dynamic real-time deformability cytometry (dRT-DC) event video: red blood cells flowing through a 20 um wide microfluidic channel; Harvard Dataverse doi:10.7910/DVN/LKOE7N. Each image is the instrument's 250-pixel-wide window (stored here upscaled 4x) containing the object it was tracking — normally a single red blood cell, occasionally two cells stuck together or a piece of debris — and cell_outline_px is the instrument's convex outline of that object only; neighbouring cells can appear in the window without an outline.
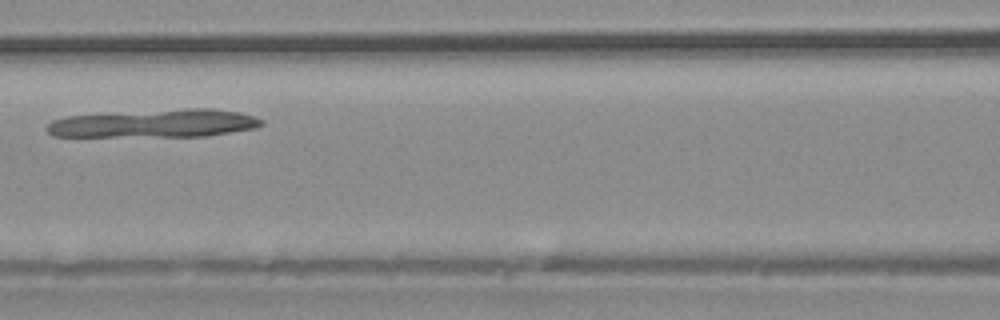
{"species": "common noctule bat (a hibernating species)", "species_latin": "Nyctalus noctula", "temperature_condition": "warm", "stored_images_in_passage": 14, "camera_frame_rate_fps": 3000, "um_per_image_px": 0.085, "animal": {"sex": "male", "body_mass_g": 20.4}, "frame": {"image": 1, "passage_image": 10, "time_ms": 3.0, "image_size_px": [1000, 320], "cell_outline_px": [[264, 124], [256, 128], [208, 136], [52, 136], [44, 128], [52, 120], [68, 116], [188, 108], [212, 108], [240, 112], [256, 116], [264, 120]], "centroid_in_image_um": [13.22, 10.49], "position_along_channel_um": 153.4, "area_um2": 35.08}}
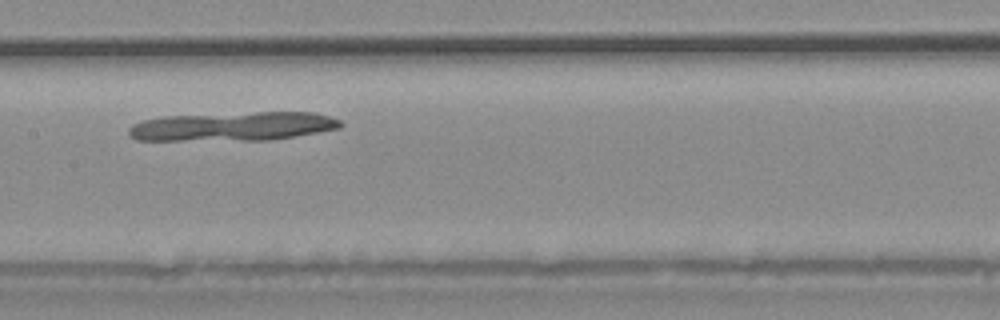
{"frame": {"image": 2, "passage_image": 12, "time_ms": 3.667, "image_size_px": [1000, 320], "cell_outline_px": [[344, 124], [340, 128], [272, 140], [136, 140], [128, 136], [128, 128], [132, 124], [144, 120], [164, 116], [256, 112], [312, 112], [328, 116], [340, 120]], "centroid_in_image_um": [19.78, 10.74], "position_along_channel_um": 187.6, "area_um2": 35.72}}